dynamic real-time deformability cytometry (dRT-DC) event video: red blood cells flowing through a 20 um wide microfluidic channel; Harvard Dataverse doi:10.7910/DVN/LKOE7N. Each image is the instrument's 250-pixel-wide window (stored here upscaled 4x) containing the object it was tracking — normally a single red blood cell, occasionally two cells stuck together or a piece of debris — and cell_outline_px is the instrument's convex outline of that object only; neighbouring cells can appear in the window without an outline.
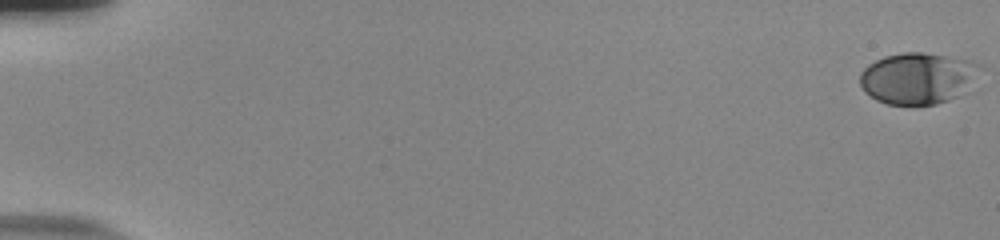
{"species": "human", "species_latin": "Homo sapiens", "temperature_condition": "room temperature", "stored_images_in_passage": 57, "camera_frame_rate_fps": 3000, "um_per_image_px": 0.085, "donor": {"sex": "male"}, "frame": {"image": 1, "passage_image": 1, "time_ms": 0.0, "image_size_px": [1000, 240], "cell_outline_px": [[980, 64], [956, 96], [948, 100], [936, 104], [888, 104], [876, 100], [864, 92], [860, 84], [860, 72], [868, 64], [884, 56], [904, 52], [924, 52], [972, 60]], "centroid_in_image_um": [77.87, 6.62], "position_along_channel_um": 7.1, "area_um2": 34.97}}
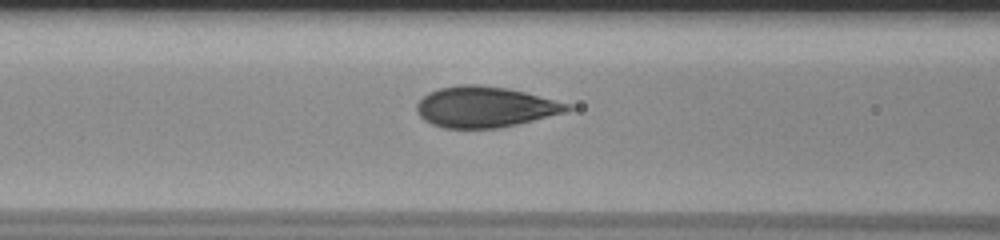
{"frame": {"image": 2, "passage_image": 26, "time_ms": 8.333, "image_size_px": [1000, 240], "cell_outline_px": [[576, 108], [564, 112], [500, 128], [444, 128], [432, 124], [424, 120], [420, 116], [416, 108], [416, 104], [428, 92], [440, 88], [460, 84], [476, 84], [508, 88], [572, 104]], "centroid_in_image_um": [41.22, 9.08], "position_along_channel_um": 125.4, "area_um2": 35.66}}
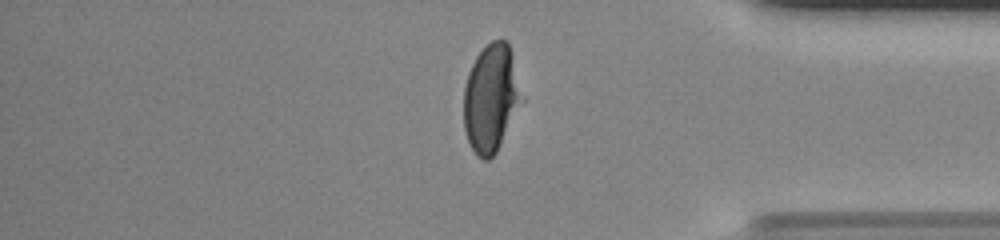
{"frame": {"image": 3, "passage_image": 49, "time_ms": 16.0, "image_size_px": [1000, 240], "cell_outline_px": [[524, 100], [496, 152], [488, 160], [484, 160], [476, 156], [468, 140], [464, 128], [464, 88], [468, 72], [476, 56], [492, 40], [508, 40]], "centroid_in_image_um": [41.74, 8.35], "position_along_channel_um": 393.5, "area_um2": 36.41}, "authors_computed_cell_mechanics": {"area_um2": 35.4314, "velocity_mm_per_s": 3.7099, "shape_relaxation_time_tau1_ms": 4.1073, "shape_relaxation_time_tau2_ms": null, "deformation_change_tau1": 0.1844, "deformation_change_tau2": null}}